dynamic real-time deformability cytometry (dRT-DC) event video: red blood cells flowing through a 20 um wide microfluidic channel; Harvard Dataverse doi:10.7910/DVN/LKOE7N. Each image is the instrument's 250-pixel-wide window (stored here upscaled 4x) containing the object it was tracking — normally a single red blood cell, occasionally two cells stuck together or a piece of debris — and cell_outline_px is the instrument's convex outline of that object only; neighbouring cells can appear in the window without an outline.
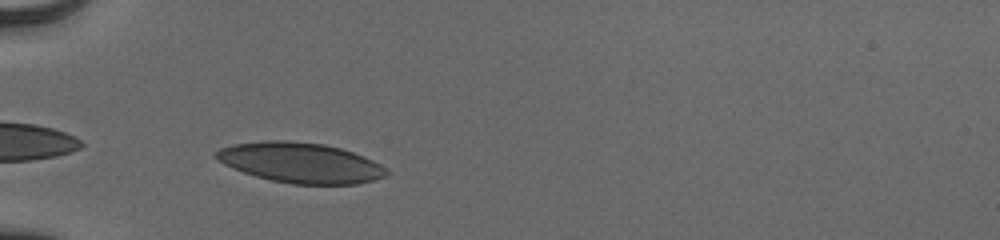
{"species": "human", "species_latin": "Homo sapiens", "temperature_condition": "cold", "stored_images_in_passage": 34, "camera_frame_rate_fps": 3000, "um_per_image_px": 0.085, "donor": {"sex": "male"}, "frame": {"image": 1, "passage_image": 1, "time_ms": 0.0, "image_size_px": [1000, 240], "cell_outline_px": [[388, 172], [384, 176], [372, 180], [356, 184], [292, 184], [272, 180], [256, 176], [232, 168], [224, 164], [212, 156], [220, 148], [232, 144], [264, 140], [288, 140], [324, 144], [340, 148], [364, 156], [380, 164]], "centroid_in_image_um": [25.49, 13.82], "position_along_channel_um": 59.5, "area_um2": 39.82}}
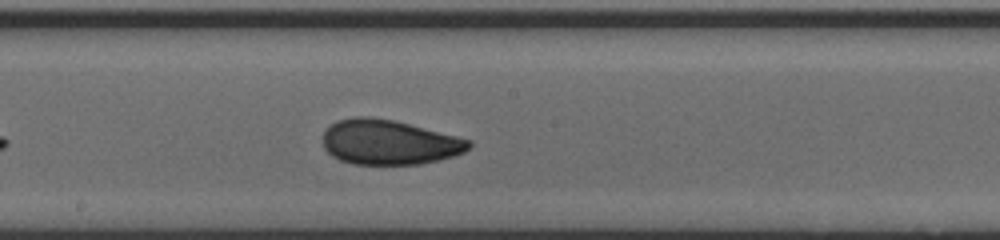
{"frame": {"image": 2, "passage_image": 14, "time_ms": 4.333, "image_size_px": [1000, 240], "cell_outline_px": [[472, 144], [464, 152], [440, 160], [420, 164], [352, 164], [340, 160], [332, 156], [324, 148], [324, 132], [336, 120], [352, 116], [368, 116], [392, 120], [472, 140]], "centroid_in_image_um": [33.05, 12.09], "position_along_channel_um": 215.1, "area_um2": 37.97}}
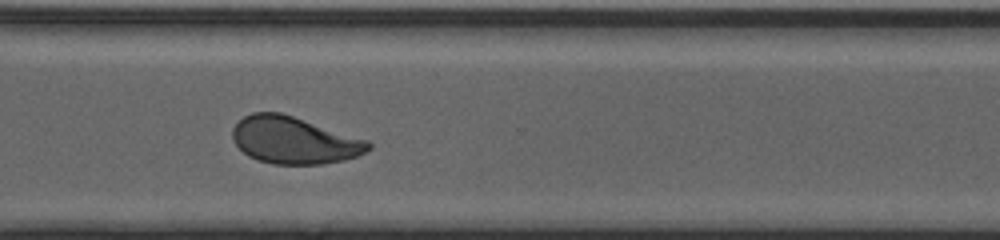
{"frame": {"image": 3, "passage_image": 24, "time_ms": 7.667, "image_size_px": [1000, 240], "cell_outline_px": [[372, 148], [356, 156], [344, 160], [320, 164], [272, 164], [248, 156], [232, 140], [232, 128], [244, 116], [252, 112], [280, 112], [368, 140], [372, 144]], "centroid_in_image_um": [24.99, 11.92], "position_along_channel_um": 345.6, "area_um2": 37.05}, "authors_computed_cell_mechanics": {"area_um2": 37.3966, "velocity_mm_per_s": 3.9032, "shape_relaxation_time_tau1_ms": 6.1801, "shape_relaxation_time_tau2_ms": 1.2575, "deformation_change_tau1": 0.1491, "deformation_change_tau2": 0.0692}}